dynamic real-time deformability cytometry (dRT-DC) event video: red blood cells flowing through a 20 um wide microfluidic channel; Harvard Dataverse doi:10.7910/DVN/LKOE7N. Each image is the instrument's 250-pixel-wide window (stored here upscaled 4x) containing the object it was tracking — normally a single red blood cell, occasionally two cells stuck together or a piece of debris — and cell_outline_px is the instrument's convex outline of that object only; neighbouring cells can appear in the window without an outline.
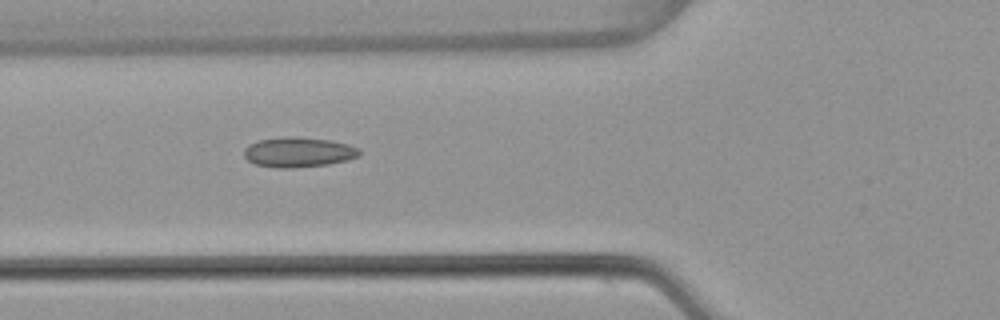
{"species": "common noctule bat (a hibernating species)", "species_latin": "Nyctalus noctula", "temperature_condition": "warm", "stored_images_in_passage": 8, "camera_frame_rate_fps": 3000, "um_per_image_px": 0.085, "animal": {"sex": "female", "body_mass_g": 22.7, "forearm_length_mm": 54.2}, "frame": {"image": 1, "passage_image": 5, "time_ms": 1.333, "image_size_px": [1000, 320], "cell_outline_px": [[360, 156], [348, 160], [328, 164], [292, 168], [276, 168], [256, 164], [248, 160], [244, 156], [244, 148], [248, 144], [260, 140], [328, 140], [348, 144], [360, 148]], "centroid_in_image_um": [25.4, 13.0], "position_along_channel_um": 100.4, "area_um2": 19.13}}
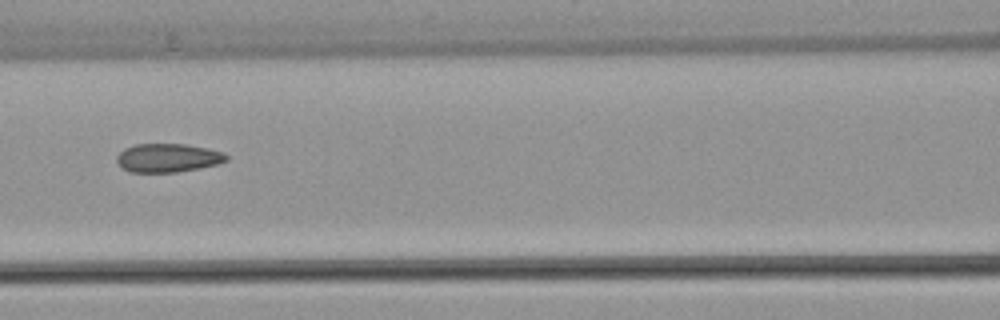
{"frame": {"image": 2, "passage_image": 6, "time_ms": 1.667, "image_size_px": [1000, 320], "cell_outline_px": [[228, 160], [216, 164], [200, 168], [176, 172], [128, 172], [116, 160], [116, 156], [124, 148], [136, 144], [184, 144], [208, 148], [224, 152], [228, 156]], "centroid_in_image_um": [14.28, 13.41], "position_along_channel_um": 152.3, "area_um2": 18.26}}
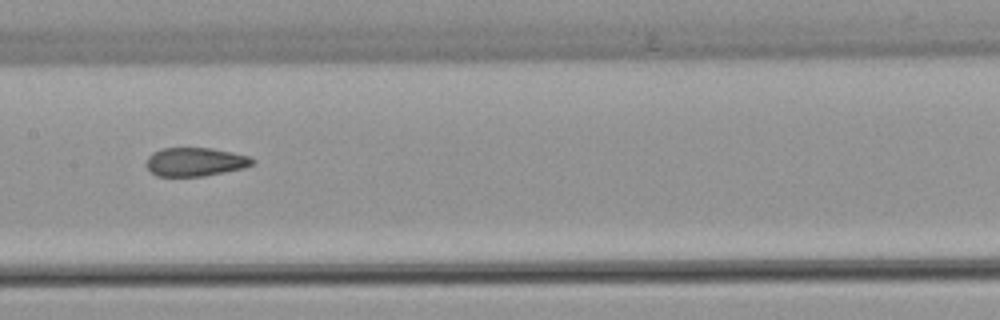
{"frame": {"image": 3, "passage_image": 7, "time_ms": 2.0, "image_size_px": [1000, 320], "cell_outline_px": [[256, 160], [252, 164], [244, 168], [204, 176], [156, 176], [144, 164], [148, 156], [152, 152], [160, 148], [212, 148], [232, 152], [248, 156]], "centroid_in_image_um": [16.56, 13.75], "position_along_channel_um": 190.8, "area_um2": 17.8}}